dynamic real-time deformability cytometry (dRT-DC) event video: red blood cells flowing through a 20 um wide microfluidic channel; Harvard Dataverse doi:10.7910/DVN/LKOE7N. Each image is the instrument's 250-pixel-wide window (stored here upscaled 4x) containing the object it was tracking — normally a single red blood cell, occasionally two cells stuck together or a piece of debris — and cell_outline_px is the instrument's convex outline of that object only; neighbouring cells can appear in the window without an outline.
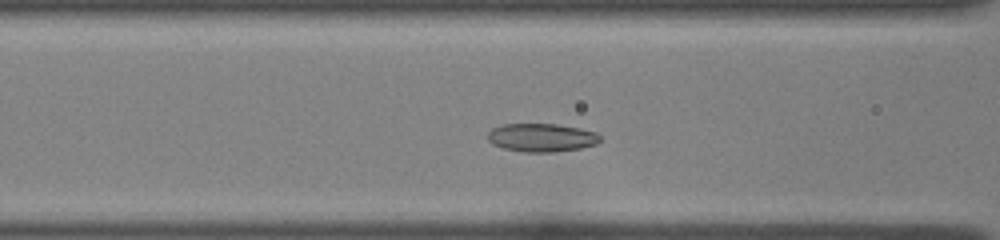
{"species": "common noctule bat (a hibernating species)", "species_latin": "Nyctalus noctula", "temperature_condition": "room temperature", "stored_images_in_passage": 40, "camera_frame_rate_fps": 3000, "um_per_image_px": 0.085, "animal": {"sex": "female", "body_mass_g": 22.0, "forearm_length_mm": 56.7}, "frame": {"image": 1, "passage_image": 12, "time_ms": 3.667, "image_size_px": [1000, 240], "cell_outline_px": [[600, 140], [596, 144], [580, 148], [556, 152], [524, 152], [504, 148], [492, 144], [488, 140], [488, 132], [492, 128], [500, 124], [556, 124], [580, 128], [596, 132], [600, 136]], "centroid_in_image_um": [46.02, 11.69], "position_along_channel_um": 120.6, "area_um2": 18.61}}
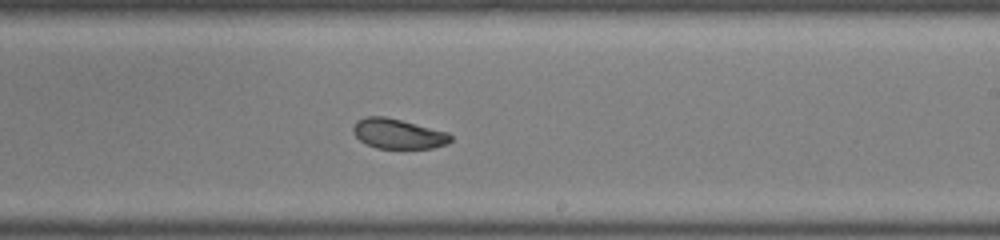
{"frame": {"image": 2, "passage_image": 22, "time_ms": 7.0, "image_size_px": [1000, 240], "cell_outline_px": [[452, 140], [448, 144], [432, 148], [376, 148], [360, 140], [352, 132], [352, 128], [356, 120], [364, 116], [384, 116], [448, 132], [452, 136]], "centroid_in_image_um": [33.83, 11.36], "position_along_channel_um": 255.2, "area_um2": 16.99}}
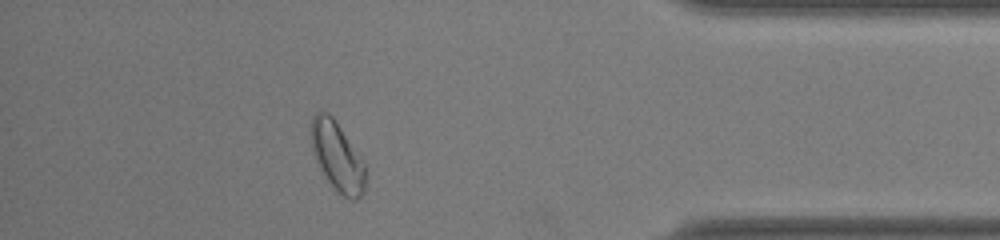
{"frame": {"image": 3, "passage_image": 35, "time_ms": 11.333, "image_size_px": [1000, 240], "cell_outline_px": [[364, 192], [356, 200], [352, 200], [344, 196], [328, 180], [320, 168], [312, 152], [312, 116], [316, 112], [328, 112], [336, 120], [364, 164]], "centroid_in_image_um": [28.65, 13.28], "position_along_channel_um": 406.5, "area_um2": 21.15}, "authors_computed_cell_mechanics": {"area_um2": 18.496, "velocity_mm_per_s": 4.0444, "shape_relaxation_time_tau1_ms": 2.1766, "shape_relaxation_time_tau2_ms": 2.1697, "deformation_change_tau1": 0.0781, "deformation_change_tau2": 0.0595}}